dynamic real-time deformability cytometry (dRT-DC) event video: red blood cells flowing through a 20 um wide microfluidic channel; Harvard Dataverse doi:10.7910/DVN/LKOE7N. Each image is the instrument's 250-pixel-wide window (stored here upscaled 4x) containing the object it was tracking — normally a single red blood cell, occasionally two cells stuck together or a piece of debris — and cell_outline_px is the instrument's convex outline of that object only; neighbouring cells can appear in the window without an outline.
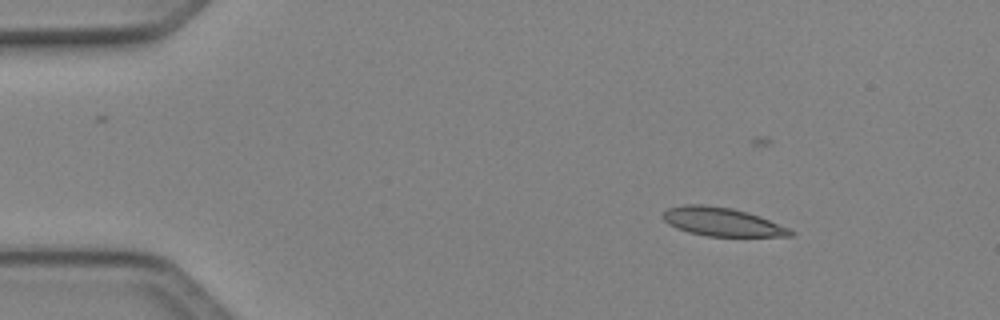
{"species": "Egyptian fruit bat (a non-hibernating species)", "species_latin": "Rousettus aegyptiacus", "temperature_condition": "cold", "stored_images_in_passage": 37, "camera_frame_rate_fps": 3000, "um_per_image_px": 0.085, "animal": {"sex": "female"}, "frame": {"image": 1, "passage_image": 1, "time_ms": 0.0, "image_size_px": [1000, 320], "cell_outline_px": [[796, 236], [708, 236], [688, 232], [676, 228], [668, 224], [664, 220], [664, 212], [668, 208], [684, 204], [704, 204], [732, 208], [748, 212], [760, 216], [788, 228], [796, 232]], "centroid_in_image_um": [61.39, 18.85], "position_along_channel_um": 23.6, "area_um2": 21.21}}
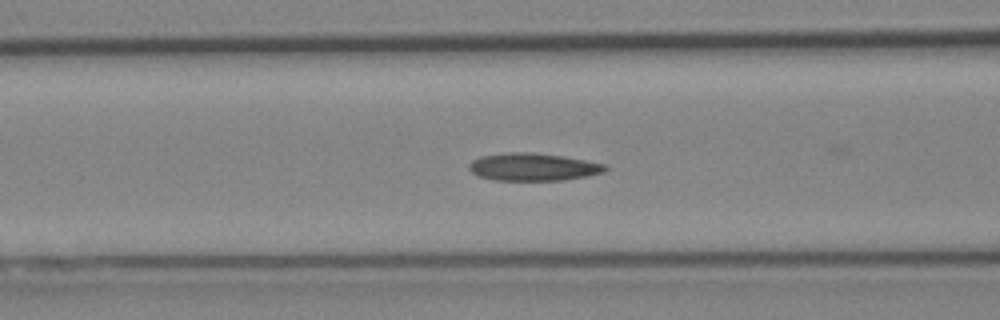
{"frame": {"image": 2, "passage_image": 14, "time_ms": 4.333, "image_size_px": [1000, 320], "cell_outline_px": [[608, 168], [604, 172], [564, 180], [492, 180], [480, 176], [472, 172], [468, 168], [468, 164], [472, 160], [480, 156], [508, 152], [532, 152], [564, 156], [604, 164]], "centroid_in_image_um": [45.27, 14.18], "position_along_channel_um": 121.3, "area_um2": 21.85}}
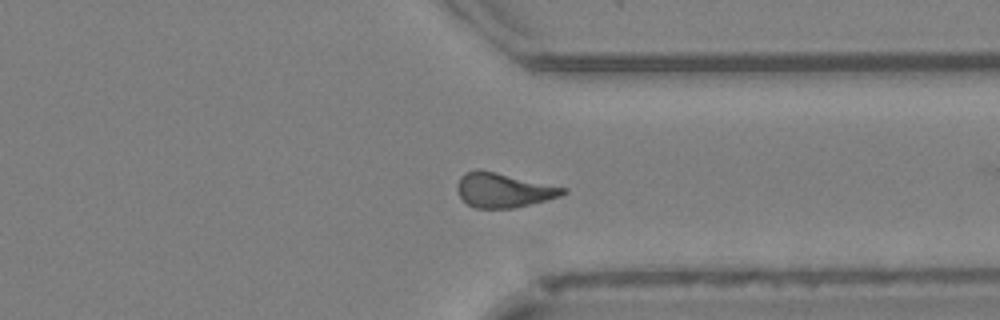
{"frame": {"image": 3, "passage_image": 32, "time_ms": 10.333, "image_size_px": [1000, 320], "cell_outline_px": [[568, 192], [560, 196], [512, 208], [476, 208], [468, 204], [460, 196], [456, 188], [456, 184], [460, 176], [464, 172], [476, 168], [480, 168], [568, 188]], "centroid_in_image_um": [42.76, 16.13], "position_along_channel_um": 368.6, "area_um2": 21.39}, "authors_computed_cell_mechanics": {"area_um2": 21.2126, "velocity_mm_per_s": 4.124, "shape_relaxation_time_tau1_ms": 9.1056, "shape_relaxation_time_tau2_ms": 4.1154, "deformation_change_tau1": 0.2027, "deformation_change_tau2": 0.1249}}